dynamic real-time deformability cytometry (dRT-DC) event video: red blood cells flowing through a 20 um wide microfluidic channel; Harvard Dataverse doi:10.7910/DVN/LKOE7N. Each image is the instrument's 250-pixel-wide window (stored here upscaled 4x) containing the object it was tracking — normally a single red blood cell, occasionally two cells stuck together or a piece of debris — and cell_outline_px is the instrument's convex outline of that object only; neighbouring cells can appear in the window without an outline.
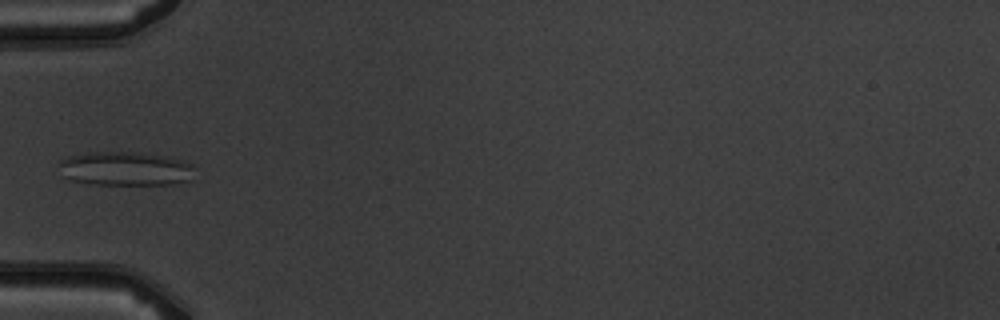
{"species": "common noctule bat (a hibernating species)", "species_latin": "Nyctalus noctula", "temperature_condition": "warm", "stored_images_in_passage": 7, "camera_frame_rate_fps": 3000, "um_per_image_px": 0.085, "animal": {"sex": "male", "body_mass_g": 19.5, "forearm_length_mm": 54.6}, "frame": {"image": 1, "passage_image": 5, "time_ms": 4.667, "image_size_px": [1000, 320], "cell_outline_px": [[192, 168], [188, 180], [172, 184], [92, 184], [72, 180], [64, 176], [56, 164], [60, 160], [68, 156], [88, 152], [136, 152], [164, 156], [180, 160], [192, 164]], "centroid_in_image_um": [10.56, 14.33], "position_along_channel_um": 74.4, "area_um2": 26.59}}
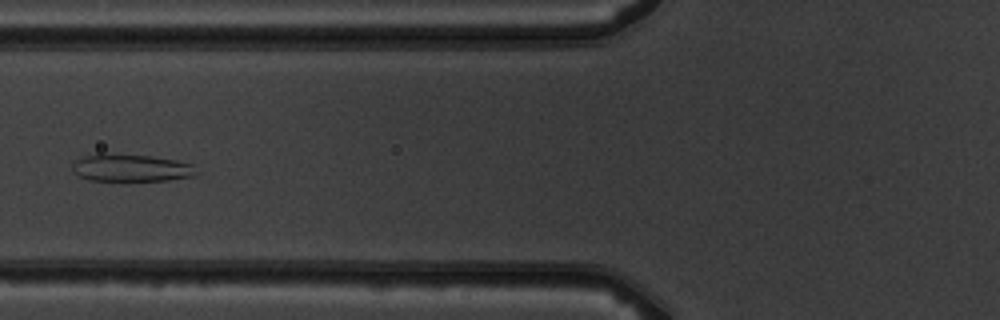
{"frame": {"image": 2, "passage_image": 6, "time_ms": 5.667, "image_size_px": [1000, 320], "cell_outline_px": [[196, 176], [168, 180], [88, 180], [80, 176], [72, 168], [72, 164], [76, 160], [84, 156], [96, 152], [152, 156], [176, 160], [192, 164], [196, 172]], "centroid_in_image_um": [11.12, 14.25], "position_along_channel_um": 114.7, "area_um2": 19.83}}